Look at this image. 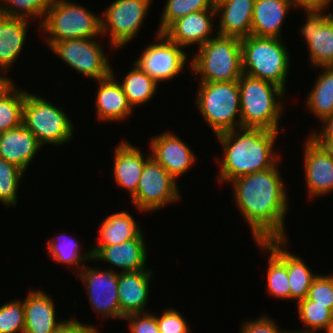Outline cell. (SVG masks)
Returning a JSON list of instances; mask_svg holds the SVG:
<instances>
[{"label": "cell", "instance_id": "obj_1", "mask_svg": "<svg viewBox=\"0 0 333 333\" xmlns=\"http://www.w3.org/2000/svg\"><path fill=\"white\" fill-rule=\"evenodd\" d=\"M234 202L249 223L255 242L286 239L285 215L288 194L278 169L271 168L231 181Z\"/></svg>", "mask_w": 333, "mask_h": 333}, {"label": "cell", "instance_id": "obj_2", "mask_svg": "<svg viewBox=\"0 0 333 333\" xmlns=\"http://www.w3.org/2000/svg\"><path fill=\"white\" fill-rule=\"evenodd\" d=\"M279 131L258 128H236L216 135L223 147L224 158L216 159L221 165L220 183L274 167L280 158L273 152Z\"/></svg>", "mask_w": 333, "mask_h": 333}, {"label": "cell", "instance_id": "obj_3", "mask_svg": "<svg viewBox=\"0 0 333 333\" xmlns=\"http://www.w3.org/2000/svg\"><path fill=\"white\" fill-rule=\"evenodd\" d=\"M238 85L241 127L278 131L284 107L281 98L285 90L272 82L245 73L239 78Z\"/></svg>", "mask_w": 333, "mask_h": 333}, {"label": "cell", "instance_id": "obj_4", "mask_svg": "<svg viewBox=\"0 0 333 333\" xmlns=\"http://www.w3.org/2000/svg\"><path fill=\"white\" fill-rule=\"evenodd\" d=\"M216 35L191 59L193 75L200 74L199 82L238 81L243 74L241 39Z\"/></svg>", "mask_w": 333, "mask_h": 333}, {"label": "cell", "instance_id": "obj_5", "mask_svg": "<svg viewBox=\"0 0 333 333\" xmlns=\"http://www.w3.org/2000/svg\"><path fill=\"white\" fill-rule=\"evenodd\" d=\"M282 38L249 35L241 39L243 73L272 82L285 90L290 55Z\"/></svg>", "mask_w": 333, "mask_h": 333}, {"label": "cell", "instance_id": "obj_6", "mask_svg": "<svg viewBox=\"0 0 333 333\" xmlns=\"http://www.w3.org/2000/svg\"><path fill=\"white\" fill-rule=\"evenodd\" d=\"M68 1L52 0L43 22L38 24L44 33L49 34L46 38L49 48L57 41L102 36L101 16Z\"/></svg>", "mask_w": 333, "mask_h": 333}, {"label": "cell", "instance_id": "obj_7", "mask_svg": "<svg viewBox=\"0 0 333 333\" xmlns=\"http://www.w3.org/2000/svg\"><path fill=\"white\" fill-rule=\"evenodd\" d=\"M199 86L197 110L214 134L241 128L238 81L200 82Z\"/></svg>", "mask_w": 333, "mask_h": 333}, {"label": "cell", "instance_id": "obj_8", "mask_svg": "<svg viewBox=\"0 0 333 333\" xmlns=\"http://www.w3.org/2000/svg\"><path fill=\"white\" fill-rule=\"evenodd\" d=\"M23 125L29 129L42 146L63 145L74 134L72 121L59 107L45 98L27 93L23 107Z\"/></svg>", "mask_w": 333, "mask_h": 333}, {"label": "cell", "instance_id": "obj_9", "mask_svg": "<svg viewBox=\"0 0 333 333\" xmlns=\"http://www.w3.org/2000/svg\"><path fill=\"white\" fill-rule=\"evenodd\" d=\"M177 181L152 156L145 162L132 204L141 212L157 211L180 199Z\"/></svg>", "mask_w": 333, "mask_h": 333}, {"label": "cell", "instance_id": "obj_10", "mask_svg": "<svg viewBox=\"0 0 333 333\" xmlns=\"http://www.w3.org/2000/svg\"><path fill=\"white\" fill-rule=\"evenodd\" d=\"M95 38L67 39L55 42L51 47L63 62L91 79L97 81L112 74L102 44Z\"/></svg>", "mask_w": 333, "mask_h": 333}, {"label": "cell", "instance_id": "obj_11", "mask_svg": "<svg viewBox=\"0 0 333 333\" xmlns=\"http://www.w3.org/2000/svg\"><path fill=\"white\" fill-rule=\"evenodd\" d=\"M152 0H115L101 17L102 36L109 33L111 48L123 47L137 35ZM130 41V42H129Z\"/></svg>", "mask_w": 333, "mask_h": 333}, {"label": "cell", "instance_id": "obj_12", "mask_svg": "<svg viewBox=\"0 0 333 333\" xmlns=\"http://www.w3.org/2000/svg\"><path fill=\"white\" fill-rule=\"evenodd\" d=\"M156 38L159 42L147 45L134 63L160 83L184 72L187 53L183 51V47L171 41L164 33H156Z\"/></svg>", "mask_w": 333, "mask_h": 333}, {"label": "cell", "instance_id": "obj_13", "mask_svg": "<svg viewBox=\"0 0 333 333\" xmlns=\"http://www.w3.org/2000/svg\"><path fill=\"white\" fill-rule=\"evenodd\" d=\"M79 278L84 283L93 310L103 318L120 319L118 272L85 265L79 272Z\"/></svg>", "mask_w": 333, "mask_h": 333}, {"label": "cell", "instance_id": "obj_14", "mask_svg": "<svg viewBox=\"0 0 333 333\" xmlns=\"http://www.w3.org/2000/svg\"><path fill=\"white\" fill-rule=\"evenodd\" d=\"M303 10L307 17L300 32L308 45L309 62L315 67L333 66V14H324L325 9Z\"/></svg>", "mask_w": 333, "mask_h": 333}, {"label": "cell", "instance_id": "obj_15", "mask_svg": "<svg viewBox=\"0 0 333 333\" xmlns=\"http://www.w3.org/2000/svg\"><path fill=\"white\" fill-rule=\"evenodd\" d=\"M304 165L309 197L317 198L333 191V150L308 137L304 144Z\"/></svg>", "mask_w": 333, "mask_h": 333}, {"label": "cell", "instance_id": "obj_16", "mask_svg": "<svg viewBox=\"0 0 333 333\" xmlns=\"http://www.w3.org/2000/svg\"><path fill=\"white\" fill-rule=\"evenodd\" d=\"M150 149L151 156L176 181L196 162L195 154L188 144L172 132L155 135L150 140Z\"/></svg>", "mask_w": 333, "mask_h": 333}, {"label": "cell", "instance_id": "obj_17", "mask_svg": "<svg viewBox=\"0 0 333 333\" xmlns=\"http://www.w3.org/2000/svg\"><path fill=\"white\" fill-rule=\"evenodd\" d=\"M216 9H206L185 15L174 21L163 33L179 46L198 45L200 47L211 38L213 17Z\"/></svg>", "mask_w": 333, "mask_h": 333}, {"label": "cell", "instance_id": "obj_18", "mask_svg": "<svg viewBox=\"0 0 333 333\" xmlns=\"http://www.w3.org/2000/svg\"><path fill=\"white\" fill-rule=\"evenodd\" d=\"M150 269L118 273V297L120 318L130 314L146 313L145 307L149 297Z\"/></svg>", "mask_w": 333, "mask_h": 333}, {"label": "cell", "instance_id": "obj_19", "mask_svg": "<svg viewBox=\"0 0 333 333\" xmlns=\"http://www.w3.org/2000/svg\"><path fill=\"white\" fill-rule=\"evenodd\" d=\"M49 296L41 290H32L23 300V333H53L67 321H57L54 301Z\"/></svg>", "mask_w": 333, "mask_h": 333}, {"label": "cell", "instance_id": "obj_20", "mask_svg": "<svg viewBox=\"0 0 333 333\" xmlns=\"http://www.w3.org/2000/svg\"><path fill=\"white\" fill-rule=\"evenodd\" d=\"M42 148L33 133L23 124L1 133L0 158L21 168L24 172Z\"/></svg>", "mask_w": 333, "mask_h": 333}, {"label": "cell", "instance_id": "obj_21", "mask_svg": "<svg viewBox=\"0 0 333 333\" xmlns=\"http://www.w3.org/2000/svg\"><path fill=\"white\" fill-rule=\"evenodd\" d=\"M147 249L143 233L137 238L116 245L103 246L93 257V261H104L121 268V272L146 270Z\"/></svg>", "mask_w": 333, "mask_h": 333}, {"label": "cell", "instance_id": "obj_22", "mask_svg": "<svg viewBox=\"0 0 333 333\" xmlns=\"http://www.w3.org/2000/svg\"><path fill=\"white\" fill-rule=\"evenodd\" d=\"M114 154L115 183L117 182L118 186L126 189L132 197L137 191L145 162L151 157V154L145 157L138 147L125 140L116 146Z\"/></svg>", "mask_w": 333, "mask_h": 333}, {"label": "cell", "instance_id": "obj_23", "mask_svg": "<svg viewBox=\"0 0 333 333\" xmlns=\"http://www.w3.org/2000/svg\"><path fill=\"white\" fill-rule=\"evenodd\" d=\"M114 74L112 70L110 76L98 81L95 110L100 121H124L133 110Z\"/></svg>", "mask_w": 333, "mask_h": 333}, {"label": "cell", "instance_id": "obj_24", "mask_svg": "<svg viewBox=\"0 0 333 333\" xmlns=\"http://www.w3.org/2000/svg\"><path fill=\"white\" fill-rule=\"evenodd\" d=\"M254 3L255 0H222L215 4L216 17L221 16L216 34L239 39L251 35Z\"/></svg>", "mask_w": 333, "mask_h": 333}, {"label": "cell", "instance_id": "obj_25", "mask_svg": "<svg viewBox=\"0 0 333 333\" xmlns=\"http://www.w3.org/2000/svg\"><path fill=\"white\" fill-rule=\"evenodd\" d=\"M292 6L296 7L295 0H255L251 35L281 38L283 21Z\"/></svg>", "mask_w": 333, "mask_h": 333}, {"label": "cell", "instance_id": "obj_26", "mask_svg": "<svg viewBox=\"0 0 333 333\" xmlns=\"http://www.w3.org/2000/svg\"><path fill=\"white\" fill-rule=\"evenodd\" d=\"M286 239H270L256 242L261 249L271 253L268 259L267 292L272 297L290 299V284L287 274ZM285 247V248H284Z\"/></svg>", "mask_w": 333, "mask_h": 333}, {"label": "cell", "instance_id": "obj_27", "mask_svg": "<svg viewBox=\"0 0 333 333\" xmlns=\"http://www.w3.org/2000/svg\"><path fill=\"white\" fill-rule=\"evenodd\" d=\"M30 21L0 14V72L6 73L25 47Z\"/></svg>", "mask_w": 333, "mask_h": 333}, {"label": "cell", "instance_id": "obj_28", "mask_svg": "<svg viewBox=\"0 0 333 333\" xmlns=\"http://www.w3.org/2000/svg\"><path fill=\"white\" fill-rule=\"evenodd\" d=\"M127 211L107 216L99 229V242L91 248L92 257L103 247L116 245L137 238L142 230Z\"/></svg>", "mask_w": 333, "mask_h": 333}, {"label": "cell", "instance_id": "obj_29", "mask_svg": "<svg viewBox=\"0 0 333 333\" xmlns=\"http://www.w3.org/2000/svg\"><path fill=\"white\" fill-rule=\"evenodd\" d=\"M322 68L314 87L306 97L308 109L319 120L333 114V66Z\"/></svg>", "mask_w": 333, "mask_h": 333}, {"label": "cell", "instance_id": "obj_30", "mask_svg": "<svg viewBox=\"0 0 333 333\" xmlns=\"http://www.w3.org/2000/svg\"><path fill=\"white\" fill-rule=\"evenodd\" d=\"M120 82L129 104L134 107L147 103L157 93L158 84L136 63Z\"/></svg>", "mask_w": 333, "mask_h": 333}, {"label": "cell", "instance_id": "obj_31", "mask_svg": "<svg viewBox=\"0 0 333 333\" xmlns=\"http://www.w3.org/2000/svg\"><path fill=\"white\" fill-rule=\"evenodd\" d=\"M27 92L17 89L13 81L0 94V133L23 124V107Z\"/></svg>", "mask_w": 333, "mask_h": 333}, {"label": "cell", "instance_id": "obj_32", "mask_svg": "<svg viewBox=\"0 0 333 333\" xmlns=\"http://www.w3.org/2000/svg\"><path fill=\"white\" fill-rule=\"evenodd\" d=\"M64 233L63 235L56 236V239H50L47 244V250L48 253L54 258L56 262L70 265V266H77V271L80 272L81 269L85 266L83 263L84 261H92V253L91 250L86 252L84 254L81 253L82 249L80 247V244L78 241H76L73 237L67 236L69 239H67L66 235L64 238ZM61 237V238H60ZM64 239H63V238ZM59 238L61 240H59ZM79 267V268H78Z\"/></svg>", "mask_w": 333, "mask_h": 333}, {"label": "cell", "instance_id": "obj_33", "mask_svg": "<svg viewBox=\"0 0 333 333\" xmlns=\"http://www.w3.org/2000/svg\"><path fill=\"white\" fill-rule=\"evenodd\" d=\"M287 251V274L290 284V299L297 303L307 297L313 279L318 275L311 272L303 259Z\"/></svg>", "mask_w": 333, "mask_h": 333}, {"label": "cell", "instance_id": "obj_34", "mask_svg": "<svg viewBox=\"0 0 333 333\" xmlns=\"http://www.w3.org/2000/svg\"><path fill=\"white\" fill-rule=\"evenodd\" d=\"M297 304L299 318L307 327L302 331L317 333V330L328 329L333 320V311L327 305L315 304V301L307 297Z\"/></svg>", "mask_w": 333, "mask_h": 333}, {"label": "cell", "instance_id": "obj_35", "mask_svg": "<svg viewBox=\"0 0 333 333\" xmlns=\"http://www.w3.org/2000/svg\"><path fill=\"white\" fill-rule=\"evenodd\" d=\"M157 33H163L174 21L206 9H215L213 0H167Z\"/></svg>", "mask_w": 333, "mask_h": 333}, {"label": "cell", "instance_id": "obj_36", "mask_svg": "<svg viewBox=\"0 0 333 333\" xmlns=\"http://www.w3.org/2000/svg\"><path fill=\"white\" fill-rule=\"evenodd\" d=\"M0 14L27 20L33 17L44 20L52 0H0Z\"/></svg>", "mask_w": 333, "mask_h": 333}, {"label": "cell", "instance_id": "obj_37", "mask_svg": "<svg viewBox=\"0 0 333 333\" xmlns=\"http://www.w3.org/2000/svg\"><path fill=\"white\" fill-rule=\"evenodd\" d=\"M24 174L21 168L0 158V201L4 206L17 205V191Z\"/></svg>", "mask_w": 333, "mask_h": 333}, {"label": "cell", "instance_id": "obj_38", "mask_svg": "<svg viewBox=\"0 0 333 333\" xmlns=\"http://www.w3.org/2000/svg\"><path fill=\"white\" fill-rule=\"evenodd\" d=\"M25 329L23 301L13 300L0 306V333H23Z\"/></svg>", "mask_w": 333, "mask_h": 333}, {"label": "cell", "instance_id": "obj_39", "mask_svg": "<svg viewBox=\"0 0 333 333\" xmlns=\"http://www.w3.org/2000/svg\"><path fill=\"white\" fill-rule=\"evenodd\" d=\"M307 298L315 304L327 305L333 311V273L318 274L312 281Z\"/></svg>", "mask_w": 333, "mask_h": 333}, {"label": "cell", "instance_id": "obj_40", "mask_svg": "<svg viewBox=\"0 0 333 333\" xmlns=\"http://www.w3.org/2000/svg\"><path fill=\"white\" fill-rule=\"evenodd\" d=\"M160 315L155 317L161 333H190L189 325L177 309H165Z\"/></svg>", "mask_w": 333, "mask_h": 333}, {"label": "cell", "instance_id": "obj_41", "mask_svg": "<svg viewBox=\"0 0 333 333\" xmlns=\"http://www.w3.org/2000/svg\"><path fill=\"white\" fill-rule=\"evenodd\" d=\"M123 319L128 320L130 333H161L153 313L130 314Z\"/></svg>", "mask_w": 333, "mask_h": 333}, {"label": "cell", "instance_id": "obj_42", "mask_svg": "<svg viewBox=\"0 0 333 333\" xmlns=\"http://www.w3.org/2000/svg\"><path fill=\"white\" fill-rule=\"evenodd\" d=\"M240 333H283L269 316H261L256 320L244 322Z\"/></svg>", "mask_w": 333, "mask_h": 333}, {"label": "cell", "instance_id": "obj_43", "mask_svg": "<svg viewBox=\"0 0 333 333\" xmlns=\"http://www.w3.org/2000/svg\"><path fill=\"white\" fill-rule=\"evenodd\" d=\"M321 122L323 123L322 131L320 133L313 131L309 137L320 146L333 150V114L323 118Z\"/></svg>", "mask_w": 333, "mask_h": 333}, {"label": "cell", "instance_id": "obj_44", "mask_svg": "<svg viewBox=\"0 0 333 333\" xmlns=\"http://www.w3.org/2000/svg\"><path fill=\"white\" fill-rule=\"evenodd\" d=\"M53 333H99L94 326L79 322L77 319H68Z\"/></svg>", "mask_w": 333, "mask_h": 333}, {"label": "cell", "instance_id": "obj_45", "mask_svg": "<svg viewBox=\"0 0 333 333\" xmlns=\"http://www.w3.org/2000/svg\"><path fill=\"white\" fill-rule=\"evenodd\" d=\"M332 0H295L296 7L303 9L314 8V9H326Z\"/></svg>", "mask_w": 333, "mask_h": 333}, {"label": "cell", "instance_id": "obj_46", "mask_svg": "<svg viewBox=\"0 0 333 333\" xmlns=\"http://www.w3.org/2000/svg\"><path fill=\"white\" fill-rule=\"evenodd\" d=\"M12 82V80L8 77L0 76V94L3 92V90Z\"/></svg>", "mask_w": 333, "mask_h": 333}, {"label": "cell", "instance_id": "obj_47", "mask_svg": "<svg viewBox=\"0 0 333 333\" xmlns=\"http://www.w3.org/2000/svg\"><path fill=\"white\" fill-rule=\"evenodd\" d=\"M325 333H333V320H332V322L330 323V325H329V327H328V329L326 330Z\"/></svg>", "mask_w": 333, "mask_h": 333}, {"label": "cell", "instance_id": "obj_48", "mask_svg": "<svg viewBox=\"0 0 333 333\" xmlns=\"http://www.w3.org/2000/svg\"><path fill=\"white\" fill-rule=\"evenodd\" d=\"M283 333H311V332H306V331H301V330H300V331H293V332H292V331H287V332H286V331L284 330Z\"/></svg>", "mask_w": 333, "mask_h": 333}, {"label": "cell", "instance_id": "obj_49", "mask_svg": "<svg viewBox=\"0 0 333 333\" xmlns=\"http://www.w3.org/2000/svg\"><path fill=\"white\" fill-rule=\"evenodd\" d=\"M220 1H222V0H213L214 4H217V3H219Z\"/></svg>", "mask_w": 333, "mask_h": 333}]
</instances>
